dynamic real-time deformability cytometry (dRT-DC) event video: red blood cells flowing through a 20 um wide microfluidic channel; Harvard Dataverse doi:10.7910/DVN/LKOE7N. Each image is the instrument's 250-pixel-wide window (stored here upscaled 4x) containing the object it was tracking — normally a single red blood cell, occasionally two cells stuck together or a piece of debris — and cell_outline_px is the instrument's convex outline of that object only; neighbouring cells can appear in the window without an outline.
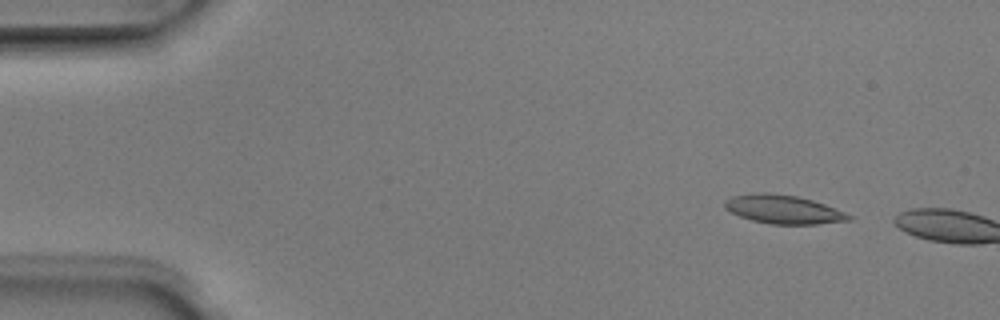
{"species": "Egyptian fruit bat (a non-hibernating species)", "species_latin": "Rousettus aegyptiacus", "temperature_condition": "room temperature", "stored_images_in_passage": 3, "camera_frame_rate_fps": 3000, "um_per_image_px": 0.085, "animal": {"sex": "male"}, "frame": {"image": 1, "passage_image": 2, "time_ms": 0.333, "image_size_px": [1000, 320], "cell_outline_px": [[852, 220], [816, 224], [768, 224], [752, 220], [740, 216], [724, 208], [724, 200], [732, 196], [752, 192], [768, 192], [796, 196], [812, 200], [824, 204], [844, 212], [852, 216]], "centroid_in_image_um": [66.55, 17.79], "position_along_channel_um": 18.5, "area_um2": 20.75}}